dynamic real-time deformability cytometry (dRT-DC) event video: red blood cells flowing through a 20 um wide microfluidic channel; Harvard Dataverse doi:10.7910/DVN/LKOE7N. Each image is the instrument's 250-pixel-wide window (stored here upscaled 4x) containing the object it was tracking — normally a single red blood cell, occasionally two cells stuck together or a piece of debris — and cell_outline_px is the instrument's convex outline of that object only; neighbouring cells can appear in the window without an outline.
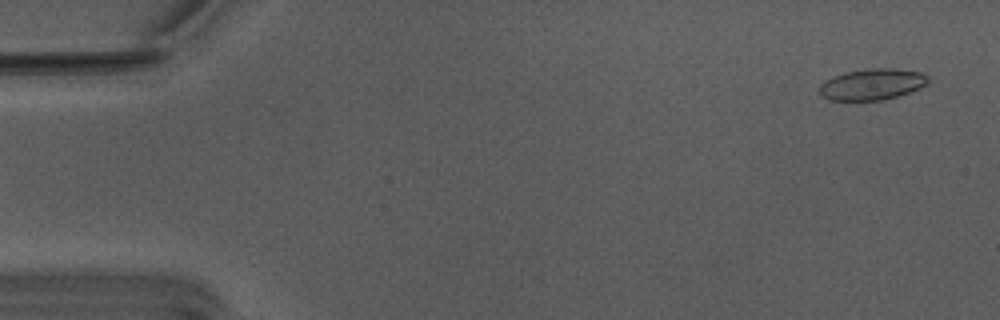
{"species": "Egyptian fruit bat (a non-hibernating species)", "species_latin": "Rousettus aegyptiacus", "temperature_condition": "warm", "stored_images_in_passage": 55, "camera_frame_rate_fps": 3000, "um_per_image_px": 0.085, "animal": {"sex": "male"}, "frame": {"image": 1, "passage_image": 3, "time_ms": 0.667, "image_size_px": [1000, 320], "cell_outline_px": [[928, 84], [920, 88], [896, 96], [880, 100], [828, 100], [820, 92], [820, 84], [824, 80], [832, 76], [848, 72], [868, 68], [892, 68], [920, 72], [928, 76]], "centroid_in_image_um": [74.13, 7.16], "position_along_channel_um": 10.9, "area_um2": 19.59}}
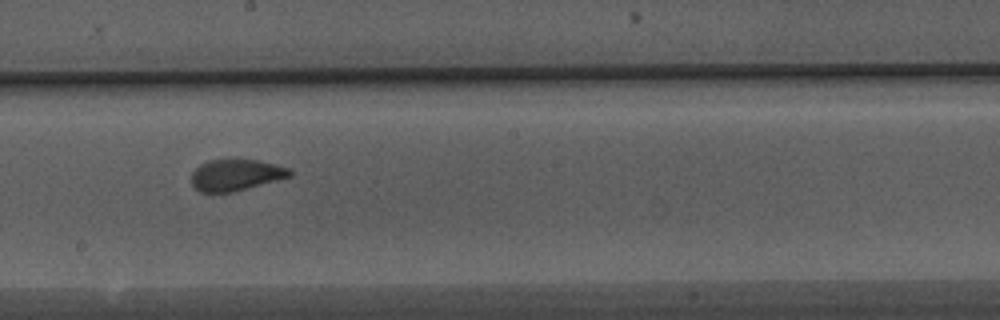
{"frame": {"image": 2, "passage_image": 31, "time_ms": 10.0, "image_size_px": [1000, 320], "cell_outline_px": [[292, 176], [232, 192], [200, 192], [192, 184], [192, 172], [200, 164], [208, 160], [256, 160], [292, 168]], "centroid_in_image_um": [20.06, 14.87], "position_along_channel_um": 228.1, "area_um2": 17.8}}
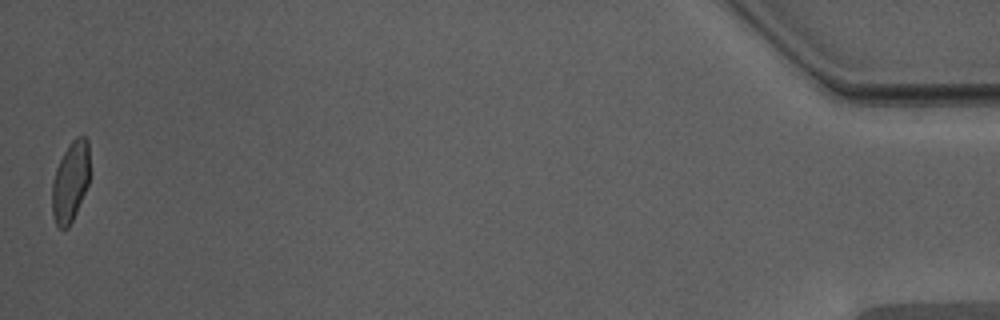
{"frame": {"image": 3, "passage_image": 55, "time_ms": 18.0, "image_size_px": [1000, 320], "cell_outline_px": [[88, 184], [76, 212], [68, 228], [60, 228], [56, 224], [52, 212], [52, 184], [56, 168], [64, 152], [72, 140], [76, 136], [84, 136], [88, 140]], "centroid_in_image_um": [5.97, 15.44], "position_along_channel_um": 429.2, "area_um2": 17.28}, "authors_computed_cell_mechanics": {"area_um2": 19.2474, "velocity_mm_per_s": 3.759, "shape_relaxation_time_tau1_ms": 4.5703, "shape_relaxation_time_tau2_ms": null, "deformation_change_tau1": 0.1471, "deformation_change_tau2": null}}